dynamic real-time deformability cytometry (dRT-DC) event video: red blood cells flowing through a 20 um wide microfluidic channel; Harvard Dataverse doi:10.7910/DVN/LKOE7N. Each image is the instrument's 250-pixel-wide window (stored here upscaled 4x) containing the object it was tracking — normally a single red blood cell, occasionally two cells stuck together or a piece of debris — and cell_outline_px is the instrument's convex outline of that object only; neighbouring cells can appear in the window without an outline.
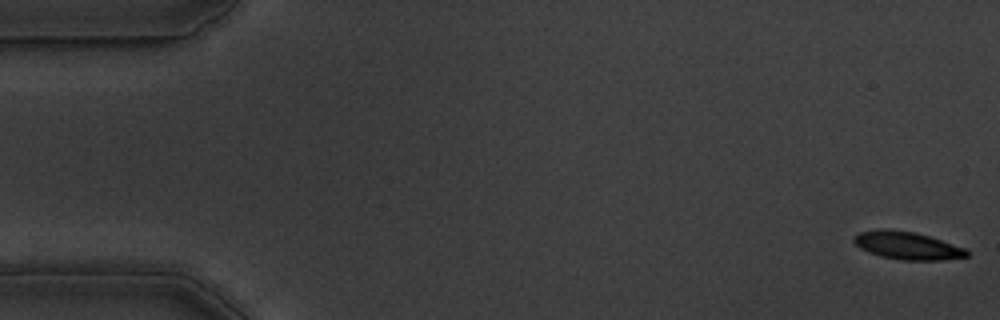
{"species": "common noctule bat (a hibernating species)", "species_latin": "Nyctalus noctula", "temperature_condition": "warm", "stored_images_in_passage": 55, "camera_frame_rate_fps": 3000, "um_per_image_px": 0.085, "animal": {"sex": "male", "body_mass_g": 19.5, "forearm_length_mm": 54.6}, "frame": {"image": 1, "passage_image": 1, "time_ms": 0.0, "image_size_px": [1000, 320], "cell_outline_px": [[968, 256], [940, 260], [900, 260], [880, 256], [868, 252], [860, 248], [852, 240], [852, 236], [860, 232], [880, 228], [884, 228], [916, 232], [964, 248], [968, 252]], "centroid_in_image_um": [77.04, 20.86], "position_along_channel_um": 8.0, "area_um2": 18.21}}
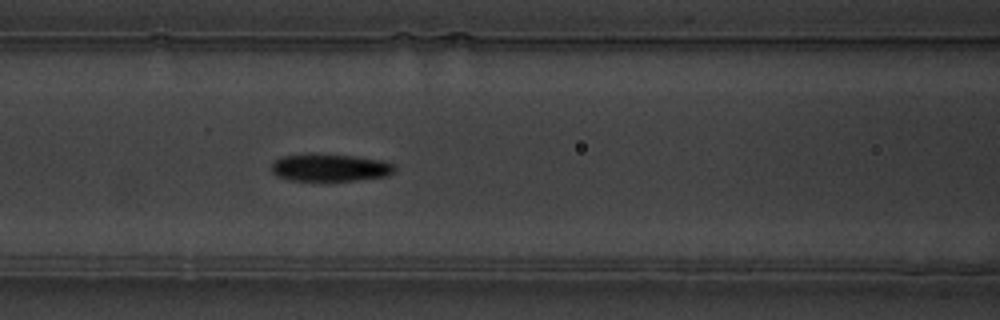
{"frame": {"image": 2, "passage_image": 23, "time_ms": 7.333, "image_size_px": [1000, 320], "cell_outline_px": [[396, 172], [388, 176], [356, 180], [288, 180], [276, 176], [272, 172], [272, 160], [280, 156], [352, 156], [380, 160], [396, 164]], "centroid_in_image_um": [28.09, 14.28], "position_along_channel_um": 138.5, "area_um2": 19.13}}
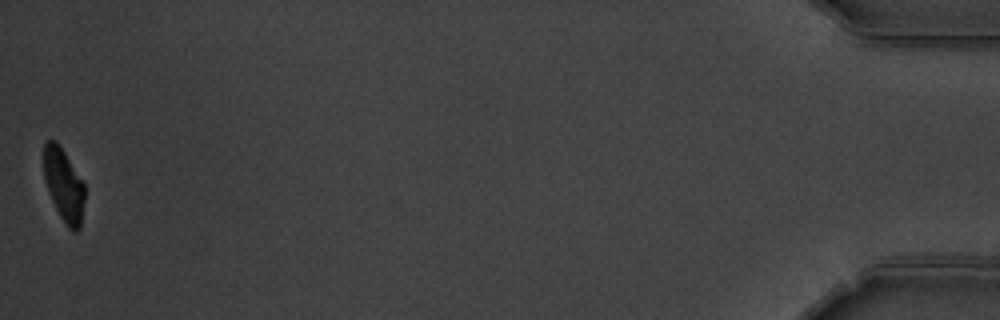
{"frame": {"image": 3, "passage_image": 55, "time_ms": 18.0, "image_size_px": [1000, 320], "cell_outline_px": [[84, 200], [80, 228], [76, 232], [72, 232], [68, 228], [60, 216], [52, 200], [44, 176], [44, 144], [48, 140], [56, 140], [60, 144], [84, 184]], "centroid_in_image_um": [5.43, 15.72], "position_along_channel_um": 429.8, "area_um2": 17.17}, "authors_computed_cell_mechanics": {"area_um2": 19.4786, "velocity_mm_per_s": 3.6459, "shape_relaxation_time_tau1_ms": 3.3599, "shape_relaxation_time_tau2_ms": 3.0569, "deformation_change_tau1": 0.1549, "deformation_change_tau2": 0.0734}}